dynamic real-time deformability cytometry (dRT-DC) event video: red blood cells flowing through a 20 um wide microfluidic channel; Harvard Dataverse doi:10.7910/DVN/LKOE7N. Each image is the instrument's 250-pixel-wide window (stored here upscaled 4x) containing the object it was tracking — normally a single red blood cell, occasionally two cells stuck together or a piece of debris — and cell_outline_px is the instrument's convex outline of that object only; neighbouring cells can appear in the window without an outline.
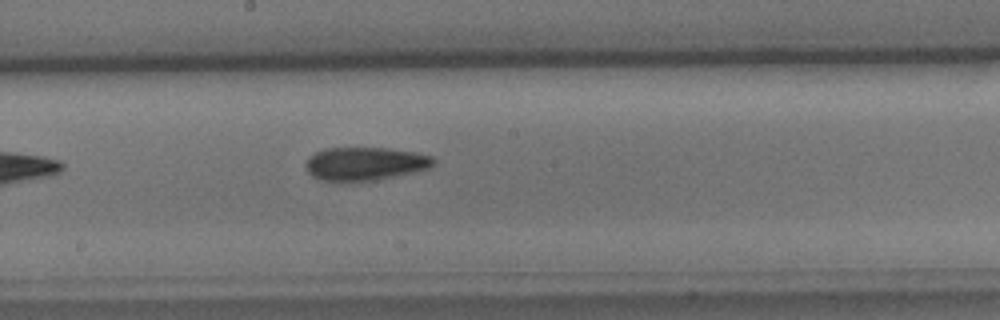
{"species": "common noctule bat (a hibernating species)", "species_latin": "Nyctalus noctula", "temperature_condition": "cold", "stored_images_in_passage": 9, "camera_frame_rate_fps": 3000, "um_per_image_px": 0.085, "animal": {"sex": "male", "body_mass_g": 15.6}, "frame": {"image": 1, "passage_image": 9, "time_ms": 9.667, "image_size_px": [1000, 320], "cell_outline_px": [[436, 160], [428, 168], [412, 172], [376, 180], [320, 180], [312, 176], [308, 172], [308, 156], [324, 148], [384, 148], [412, 152], [432, 156]], "centroid_in_image_um": [31.02, 13.9], "position_along_channel_um": 217.2, "area_um2": 24.16}}